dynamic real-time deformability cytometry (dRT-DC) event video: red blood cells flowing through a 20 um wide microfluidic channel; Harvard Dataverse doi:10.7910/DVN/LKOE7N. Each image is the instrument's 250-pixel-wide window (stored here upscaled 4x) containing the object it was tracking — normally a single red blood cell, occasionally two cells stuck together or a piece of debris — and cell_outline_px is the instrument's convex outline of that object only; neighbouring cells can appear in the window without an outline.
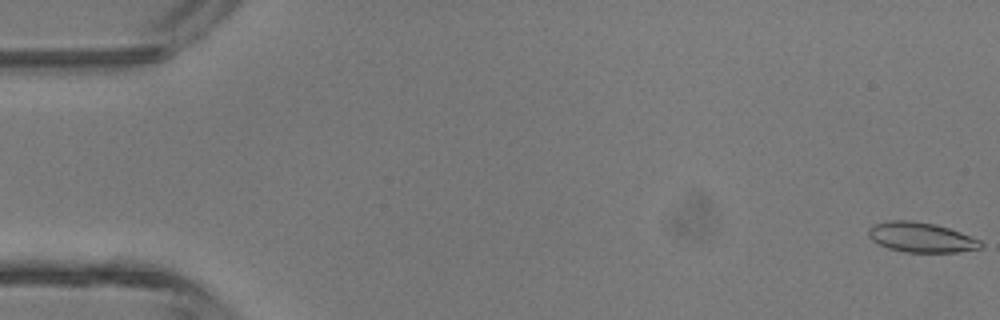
{"species": "common noctule bat (a hibernating species)", "species_latin": "Nyctalus noctula", "temperature_condition": "room temperature", "stored_images_in_passage": 4, "camera_frame_rate_fps": 3000, "um_per_image_px": 0.085, "animal": {"sex": "male", "body_mass_g": 13.3}, "frame": {"image": 1, "passage_image": 1, "time_ms": 0.0, "image_size_px": [1000, 320], "cell_outline_px": [[984, 244], [980, 248], [956, 252], [904, 252], [888, 248], [872, 240], [868, 236], [868, 228], [872, 224], [888, 220], [912, 220], [936, 224], [960, 232], [980, 240]], "centroid_in_image_um": [78.26, 20.16], "position_along_channel_um": 6.7, "area_um2": 19.65}}
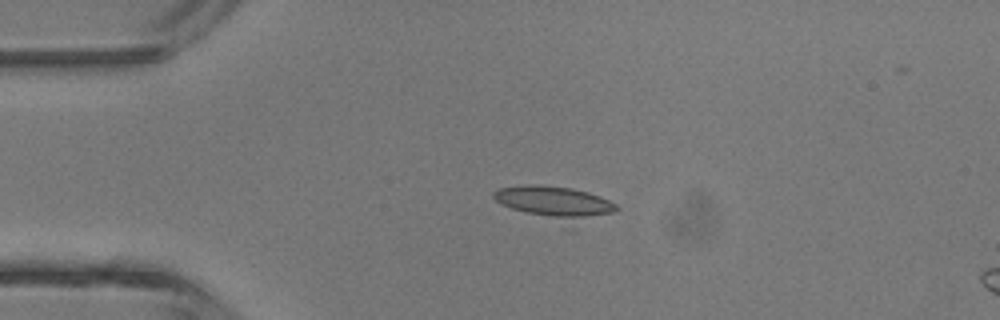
{"frame": {"image": 2, "passage_image": 3, "time_ms": 3.333, "image_size_px": [1000, 320], "cell_outline_px": [[620, 208], [572, 232], [512, 208], [496, 200], [492, 196], [492, 192], [500, 188], [528, 184], [536, 184], [572, 188], [588, 192], [600, 196], [616, 204]], "centroid_in_image_um": [47.28, 17.37], "position_along_channel_um": 37.7, "area_um2": 25.49}}